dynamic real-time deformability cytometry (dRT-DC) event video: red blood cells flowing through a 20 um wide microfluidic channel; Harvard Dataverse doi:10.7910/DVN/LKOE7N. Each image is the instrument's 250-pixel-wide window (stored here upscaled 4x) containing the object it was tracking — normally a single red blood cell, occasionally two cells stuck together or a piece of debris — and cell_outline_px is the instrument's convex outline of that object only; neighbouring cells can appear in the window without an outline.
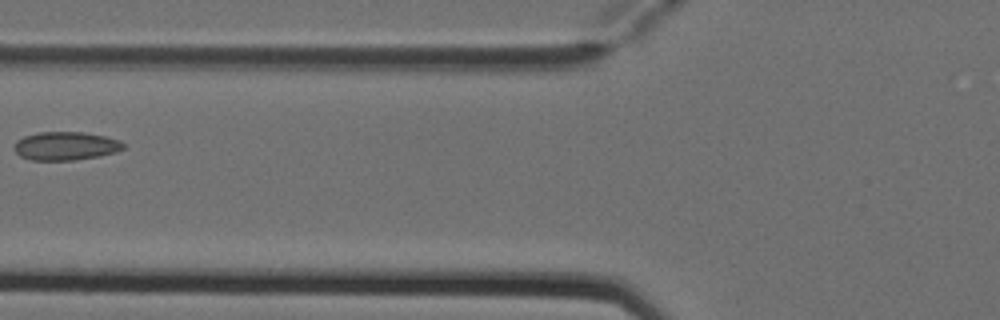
{"species": "Egyptian fruit bat (a non-hibernating species)", "species_latin": "Rousettus aegyptiacus", "temperature_condition": "cold", "stored_images_in_passage": 4, "camera_frame_rate_fps": 3000, "um_per_image_px": 0.085, "animal": {"sex": "female"}, "frame": {"image": 1, "passage_image": 4, "time_ms": 1.0, "image_size_px": [1000, 320], "cell_outline_px": [[124, 148], [116, 152], [100, 156], [76, 160], [32, 160], [20, 156], [12, 148], [16, 140], [24, 136], [40, 132], [80, 132], [104, 136], [120, 140], [124, 144]], "centroid_in_image_um": [5.56, 12.41], "position_along_channel_um": 120.2, "area_um2": 18.15}}